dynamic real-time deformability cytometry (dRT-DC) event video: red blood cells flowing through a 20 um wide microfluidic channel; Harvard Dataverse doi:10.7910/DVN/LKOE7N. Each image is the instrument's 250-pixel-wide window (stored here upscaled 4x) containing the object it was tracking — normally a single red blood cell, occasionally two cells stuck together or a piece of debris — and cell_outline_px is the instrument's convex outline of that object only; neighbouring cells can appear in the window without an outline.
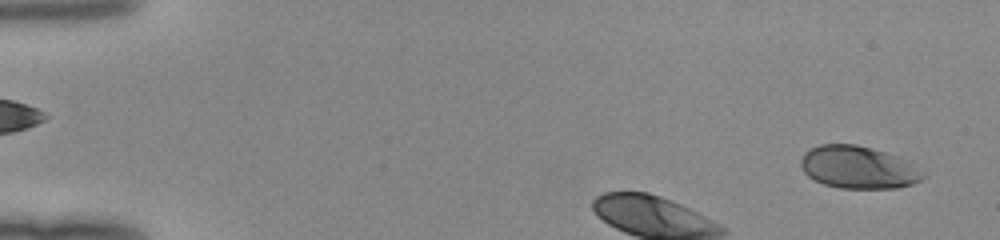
{"species": "human", "species_latin": "Homo sapiens", "temperature_condition": "room temperature", "stored_images_in_passage": 9, "camera_frame_rate_fps": 3000, "um_per_image_px": 0.085, "donor": {"sex": "female"}, "frame": {"image": 1, "passage_image": 1, "time_ms": 0.0, "image_size_px": [1000, 240], "cell_outline_px": [[928, 172], [920, 180], [912, 184], [896, 188], [840, 188], [824, 184], [808, 176], [804, 172], [800, 164], [800, 160], [804, 152], [820, 144], [856, 144], [900, 156], [908, 160]], "centroid_in_image_um": [73.0, 14.22], "position_along_channel_um": 12.0, "area_um2": 30.58}}